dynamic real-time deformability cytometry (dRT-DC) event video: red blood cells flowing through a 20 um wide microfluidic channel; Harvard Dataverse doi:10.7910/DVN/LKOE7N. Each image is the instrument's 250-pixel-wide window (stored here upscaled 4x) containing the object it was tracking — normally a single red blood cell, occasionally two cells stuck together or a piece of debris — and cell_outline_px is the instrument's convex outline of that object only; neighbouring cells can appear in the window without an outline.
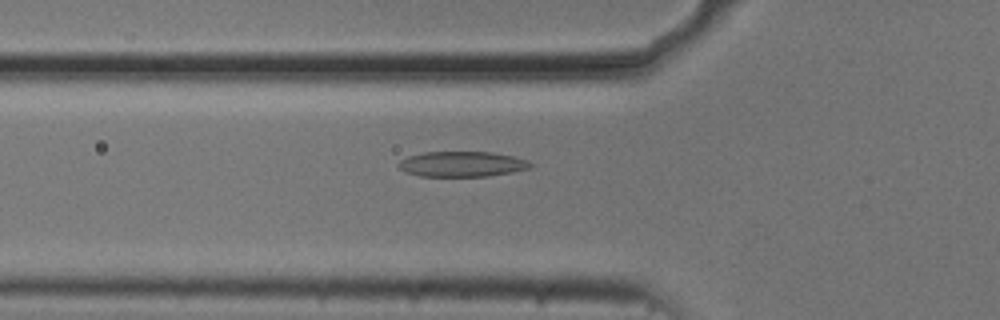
{"species": "common noctule bat (a hibernating species)", "species_latin": "Nyctalus noctula", "temperature_condition": "cold", "stored_images_in_passage": 42, "camera_frame_rate_fps": 3000, "um_per_image_px": 0.085, "animal": {"sex": "male", "body_mass_g": 20.5, "forearm_length_mm": 52.5}, "frame": {"image": 1, "passage_image": 7, "time_ms": 2.0, "image_size_px": [1000, 320], "cell_outline_px": [[536, 164], [528, 168], [512, 172], [488, 176], [420, 176], [404, 172], [396, 164], [400, 160], [408, 156], [424, 152], [492, 152], [512, 156], [528, 160]], "centroid_in_image_um": [39.26, 13.94], "position_along_channel_um": 86.5, "area_um2": 19.54}}
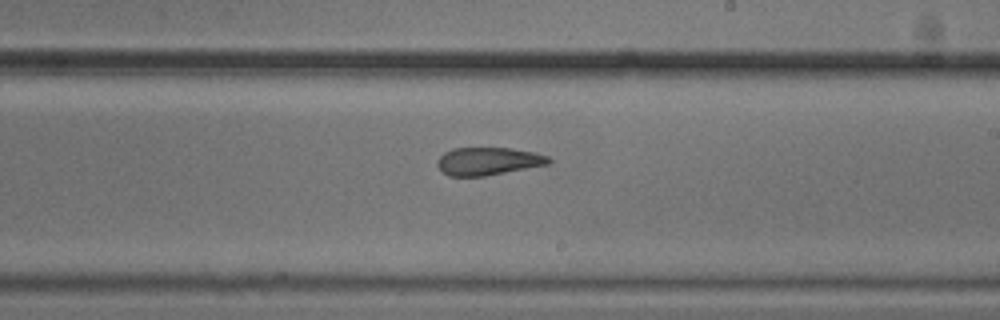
{"frame": {"image": 2, "passage_image": 20, "time_ms": 6.333, "image_size_px": [1000, 320], "cell_outline_px": [[552, 164], [484, 176], [448, 176], [436, 164], [436, 160], [444, 152], [452, 148], [512, 148], [536, 152], [548, 156], [552, 160]], "centroid_in_image_um": [41.53, 13.7], "position_along_channel_um": 247.5, "area_um2": 18.26}}
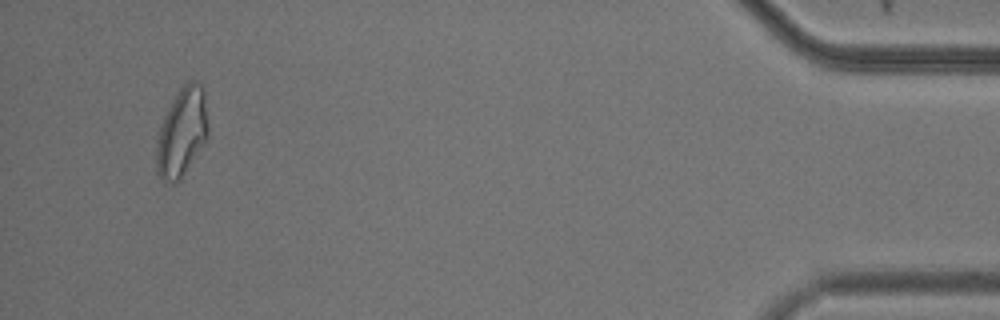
{"frame": {"image": 3, "passage_image": 40, "time_ms": 13.0, "image_size_px": [1000, 320], "cell_outline_px": [[208, 140], [180, 180], [176, 184], [172, 184], [164, 180], [156, 172], [156, 148], [160, 128], [164, 116], [168, 108], [180, 88], [184, 84], [192, 80], [200, 84], [204, 88], [208, 128]], "centroid_in_image_um": [15.48, 11.28], "position_along_channel_um": 419.7, "area_um2": 26.82}, "authors_computed_cell_mechanics": {"area_um2": 19.2763, "velocity_mm_per_s": 3.7003, "shape_relaxation_time_tau1_ms": 9.8517, "shape_relaxation_time_tau2_ms": 3.6335, "deformation_change_tau1": 0.2272, "deformation_change_tau2": 0.1281}}